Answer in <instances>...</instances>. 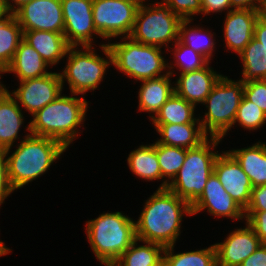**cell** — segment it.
I'll use <instances>...</instances> for the list:
<instances>
[{"instance_id": "cell-40", "label": "cell", "mask_w": 266, "mask_h": 266, "mask_svg": "<svg viewBox=\"0 0 266 266\" xmlns=\"http://www.w3.org/2000/svg\"><path fill=\"white\" fill-rule=\"evenodd\" d=\"M244 211H266V185L252 188L250 202Z\"/></svg>"}, {"instance_id": "cell-29", "label": "cell", "mask_w": 266, "mask_h": 266, "mask_svg": "<svg viewBox=\"0 0 266 266\" xmlns=\"http://www.w3.org/2000/svg\"><path fill=\"white\" fill-rule=\"evenodd\" d=\"M23 40V30L13 14L0 20V72L8 68L15 52Z\"/></svg>"}, {"instance_id": "cell-48", "label": "cell", "mask_w": 266, "mask_h": 266, "mask_svg": "<svg viewBox=\"0 0 266 266\" xmlns=\"http://www.w3.org/2000/svg\"><path fill=\"white\" fill-rule=\"evenodd\" d=\"M131 1H133V2H136V3H138V4H143V3H147V1L148 0H131ZM146 1V2H145ZM150 1V0H149Z\"/></svg>"}, {"instance_id": "cell-38", "label": "cell", "mask_w": 266, "mask_h": 266, "mask_svg": "<svg viewBox=\"0 0 266 266\" xmlns=\"http://www.w3.org/2000/svg\"><path fill=\"white\" fill-rule=\"evenodd\" d=\"M15 190L11 187L8 180L7 169V157L6 150L0 149V209L1 205L5 203V199H8Z\"/></svg>"}, {"instance_id": "cell-37", "label": "cell", "mask_w": 266, "mask_h": 266, "mask_svg": "<svg viewBox=\"0 0 266 266\" xmlns=\"http://www.w3.org/2000/svg\"><path fill=\"white\" fill-rule=\"evenodd\" d=\"M246 222L262 243H266V211H244Z\"/></svg>"}, {"instance_id": "cell-20", "label": "cell", "mask_w": 266, "mask_h": 266, "mask_svg": "<svg viewBox=\"0 0 266 266\" xmlns=\"http://www.w3.org/2000/svg\"><path fill=\"white\" fill-rule=\"evenodd\" d=\"M23 40L40 54L51 69L58 65L61 60L64 61L70 47L63 33L50 31H23Z\"/></svg>"}, {"instance_id": "cell-27", "label": "cell", "mask_w": 266, "mask_h": 266, "mask_svg": "<svg viewBox=\"0 0 266 266\" xmlns=\"http://www.w3.org/2000/svg\"><path fill=\"white\" fill-rule=\"evenodd\" d=\"M164 249L159 244L136 239L112 266H160Z\"/></svg>"}, {"instance_id": "cell-15", "label": "cell", "mask_w": 266, "mask_h": 266, "mask_svg": "<svg viewBox=\"0 0 266 266\" xmlns=\"http://www.w3.org/2000/svg\"><path fill=\"white\" fill-rule=\"evenodd\" d=\"M244 224L231 230L223 242L214 243L217 266H240L262 245L253 228L246 221Z\"/></svg>"}, {"instance_id": "cell-2", "label": "cell", "mask_w": 266, "mask_h": 266, "mask_svg": "<svg viewBox=\"0 0 266 266\" xmlns=\"http://www.w3.org/2000/svg\"><path fill=\"white\" fill-rule=\"evenodd\" d=\"M60 94L54 101L32 115L30 133L61 142L67 149L81 134L87 120L90 101L77 94ZM80 96V97H79Z\"/></svg>"}, {"instance_id": "cell-42", "label": "cell", "mask_w": 266, "mask_h": 266, "mask_svg": "<svg viewBox=\"0 0 266 266\" xmlns=\"http://www.w3.org/2000/svg\"><path fill=\"white\" fill-rule=\"evenodd\" d=\"M265 0H230L231 9L261 10Z\"/></svg>"}, {"instance_id": "cell-21", "label": "cell", "mask_w": 266, "mask_h": 266, "mask_svg": "<svg viewBox=\"0 0 266 266\" xmlns=\"http://www.w3.org/2000/svg\"><path fill=\"white\" fill-rule=\"evenodd\" d=\"M171 78L172 75L168 73L159 78L139 82L137 110L140 113H148L150 120L174 93V82Z\"/></svg>"}, {"instance_id": "cell-6", "label": "cell", "mask_w": 266, "mask_h": 266, "mask_svg": "<svg viewBox=\"0 0 266 266\" xmlns=\"http://www.w3.org/2000/svg\"><path fill=\"white\" fill-rule=\"evenodd\" d=\"M119 42H108L112 53V67L126 78L136 81L155 79L168 74L167 58L163 48L141 44L130 37H120ZM166 58V59H165Z\"/></svg>"}, {"instance_id": "cell-33", "label": "cell", "mask_w": 266, "mask_h": 266, "mask_svg": "<svg viewBox=\"0 0 266 266\" xmlns=\"http://www.w3.org/2000/svg\"><path fill=\"white\" fill-rule=\"evenodd\" d=\"M156 153L162 173V183L157 189H166L184 163L187 149L156 143Z\"/></svg>"}, {"instance_id": "cell-24", "label": "cell", "mask_w": 266, "mask_h": 266, "mask_svg": "<svg viewBox=\"0 0 266 266\" xmlns=\"http://www.w3.org/2000/svg\"><path fill=\"white\" fill-rule=\"evenodd\" d=\"M247 174L252 187L266 185V143L258 141L252 146L227 150Z\"/></svg>"}, {"instance_id": "cell-30", "label": "cell", "mask_w": 266, "mask_h": 266, "mask_svg": "<svg viewBox=\"0 0 266 266\" xmlns=\"http://www.w3.org/2000/svg\"><path fill=\"white\" fill-rule=\"evenodd\" d=\"M241 60V81L266 79V52L254 37L244 50L238 55Z\"/></svg>"}, {"instance_id": "cell-5", "label": "cell", "mask_w": 266, "mask_h": 266, "mask_svg": "<svg viewBox=\"0 0 266 266\" xmlns=\"http://www.w3.org/2000/svg\"><path fill=\"white\" fill-rule=\"evenodd\" d=\"M101 49L97 54V46L69 47L66 53L65 66L60 73L63 89L69 85L70 93L85 96L88 91L94 92L103 82L107 70L112 66V53L107 44H98ZM68 58V59H67Z\"/></svg>"}, {"instance_id": "cell-9", "label": "cell", "mask_w": 266, "mask_h": 266, "mask_svg": "<svg viewBox=\"0 0 266 266\" xmlns=\"http://www.w3.org/2000/svg\"><path fill=\"white\" fill-rule=\"evenodd\" d=\"M139 6L130 38L138 43L163 48L179 40V26L183 21L161 0ZM170 44V45H169Z\"/></svg>"}, {"instance_id": "cell-7", "label": "cell", "mask_w": 266, "mask_h": 266, "mask_svg": "<svg viewBox=\"0 0 266 266\" xmlns=\"http://www.w3.org/2000/svg\"><path fill=\"white\" fill-rule=\"evenodd\" d=\"M221 138L208 137L198 147L187 149L186 158L168 189L190 206L201 196L219 155Z\"/></svg>"}, {"instance_id": "cell-22", "label": "cell", "mask_w": 266, "mask_h": 266, "mask_svg": "<svg viewBox=\"0 0 266 266\" xmlns=\"http://www.w3.org/2000/svg\"><path fill=\"white\" fill-rule=\"evenodd\" d=\"M160 138L156 143L191 149L198 147L208 136L200 123L152 124Z\"/></svg>"}, {"instance_id": "cell-46", "label": "cell", "mask_w": 266, "mask_h": 266, "mask_svg": "<svg viewBox=\"0 0 266 266\" xmlns=\"http://www.w3.org/2000/svg\"><path fill=\"white\" fill-rule=\"evenodd\" d=\"M260 16L266 20V0L263 2L261 11H260Z\"/></svg>"}, {"instance_id": "cell-18", "label": "cell", "mask_w": 266, "mask_h": 266, "mask_svg": "<svg viewBox=\"0 0 266 266\" xmlns=\"http://www.w3.org/2000/svg\"><path fill=\"white\" fill-rule=\"evenodd\" d=\"M209 62L202 69L179 73L174 81V93L187 102L197 105L203 104L214 85L223 76L211 67Z\"/></svg>"}, {"instance_id": "cell-26", "label": "cell", "mask_w": 266, "mask_h": 266, "mask_svg": "<svg viewBox=\"0 0 266 266\" xmlns=\"http://www.w3.org/2000/svg\"><path fill=\"white\" fill-rule=\"evenodd\" d=\"M193 20H183L179 26V41L203 55L211 62L216 51V33L199 25H191ZM215 33V34H214ZM215 36V37H214ZM216 41V42H215Z\"/></svg>"}, {"instance_id": "cell-49", "label": "cell", "mask_w": 266, "mask_h": 266, "mask_svg": "<svg viewBox=\"0 0 266 266\" xmlns=\"http://www.w3.org/2000/svg\"><path fill=\"white\" fill-rule=\"evenodd\" d=\"M2 73L0 72V90L3 88V83H2V81H1V79H2Z\"/></svg>"}, {"instance_id": "cell-47", "label": "cell", "mask_w": 266, "mask_h": 266, "mask_svg": "<svg viewBox=\"0 0 266 266\" xmlns=\"http://www.w3.org/2000/svg\"><path fill=\"white\" fill-rule=\"evenodd\" d=\"M7 15L6 11H5V8L2 4V1L0 0V20L5 16Z\"/></svg>"}, {"instance_id": "cell-17", "label": "cell", "mask_w": 266, "mask_h": 266, "mask_svg": "<svg viewBox=\"0 0 266 266\" xmlns=\"http://www.w3.org/2000/svg\"><path fill=\"white\" fill-rule=\"evenodd\" d=\"M261 10L232 9L222 26L225 48L239 55L254 37V26Z\"/></svg>"}, {"instance_id": "cell-41", "label": "cell", "mask_w": 266, "mask_h": 266, "mask_svg": "<svg viewBox=\"0 0 266 266\" xmlns=\"http://www.w3.org/2000/svg\"><path fill=\"white\" fill-rule=\"evenodd\" d=\"M240 266H266V243H262Z\"/></svg>"}, {"instance_id": "cell-10", "label": "cell", "mask_w": 266, "mask_h": 266, "mask_svg": "<svg viewBox=\"0 0 266 266\" xmlns=\"http://www.w3.org/2000/svg\"><path fill=\"white\" fill-rule=\"evenodd\" d=\"M140 4L131 0H93L92 15L99 35L110 39L129 37Z\"/></svg>"}, {"instance_id": "cell-25", "label": "cell", "mask_w": 266, "mask_h": 266, "mask_svg": "<svg viewBox=\"0 0 266 266\" xmlns=\"http://www.w3.org/2000/svg\"><path fill=\"white\" fill-rule=\"evenodd\" d=\"M130 171L146 182L162 180L161 168L156 153V142L139 145L127 157Z\"/></svg>"}, {"instance_id": "cell-14", "label": "cell", "mask_w": 266, "mask_h": 266, "mask_svg": "<svg viewBox=\"0 0 266 266\" xmlns=\"http://www.w3.org/2000/svg\"><path fill=\"white\" fill-rule=\"evenodd\" d=\"M191 211L192 216L203 211L217 219L246 221L244 209L225 191L214 173L208 178L201 196L191 205Z\"/></svg>"}, {"instance_id": "cell-16", "label": "cell", "mask_w": 266, "mask_h": 266, "mask_svg": "<svg viewBox=\"0 0 266 266\" xmlns=\"http://www.w3.org/2000/svg\"><path fill=\"white\" fill-rule=\"evenodd\" d=\"M221 152L214 163L213 173L225 191L245 210L250 202L253 188L250 179L227 150Z\"/></svg>"}, {"instance_id": "cell-43", "label": "cell", "mask_w": 266, "mask_h": 266, "mask_svg": "<svg viewBox=\"0 0 266 266\" xmlns=\"http://www.w3.org/2000/svg\"><path fill=\"white\" fill-rule=\"evenodd\" d=\"M254 38L262 43L266 52V20H264L261 16H259L254 26Z\"/></svg>"}, {"instance_id": "cell-1", "label": "cell", "mask_w": 266, "mask_h": 266, "mask_svg": "<svg viewBox=\"0 0 266 266\" xmlns=\"http://www.w3.org/2000/svg\"><path fill=\"white\" fill-rule=\"evenodd\" d=\"M144 201L135 220L136 238L164 248L176 246L182 233L183 217L192 216L191 206L168 188L156 189Z\"/></svg>"}, {"instance_id": "cell-36", "label": "cell", "mask_w": 266, "mask_h": 266, "mask_svg": "<svg viewBox=\"0 0 266 266\" xmlns=\"http://www.w3.org/2000/svg\"><path fill=\"white\" fill-rule=\"evenodd\" d=\"M243 96L266 113V79L244 82Z\"/></svg>"}, {"instance_id": "cell-8", "label": "cell", "mask_w": 266, "mask_h": 266, "mask_svg": "<svg viewBox=\"0 0 266 266\" xmlns=\"http://www.w3.org/2000/svg\"><path fill=\"white\" fill-rule=\"evenodd\" d=\"M243 88V81L232 80L224 74L214 85L202 104L207 112L201 117L198 114L202 130L208 137L223 139L228 136L243 98Z\"/></svg>"}, {"instance_id": "cell-31", "label": "cell", "mask_w": 266, "mask_h": 266, "mask_svg": "<svg viewBox=\"0 0 266 266\" xmlns=\"http://www.w3.org/2000/svg\"><path fill=\"white\" fill-rule=\"evenodd\" d=\"M175 245L166 247L163 254L165 266H217L214 244L209 247L175 253Z\"/></svg>"}, {"instance_id": "cell-44", "label": "cell", "mask_w": 266, "mask_h": 266, "mask_svg": "<svg viewBox=\"0 0 266 266\" xmlns=\"http://www.w3.org/2000/svg\"><path fill=\"white\" fill-rule=\"evenodd\" d=\"M7 14H13L23 4L32 0H1Z\"/></svg>"}, {"instance_id": "cell-34", "label": "cell", "mask_w": 266, "mask_h": 266, "mask_svg": "<svg viewBox=\"0 0 266 266\" xmlns=\"http://www.w3.org/2000/svg\"><path fill=\"white\" fill-rule=\"evenodd\" d=\"M265 123L266 113L255 103L247 100L243 96L237 110L233 127L238 124L239 128L242 127L244 130L251 132L260 129L266 125Z\"/></svg>"}, {"instance_id": "cell-3", "label": "cell", "mask_w": 266, "mask_h": 266, "mask_svg": "<svg viewBox=\"0 0 266 266\" xmlns=\"http://www.w3.org/2000/svg\"><path fill=\"white\" fill-rule=\"evenodd\" d=\"M17 144L14 151L6 149L8 180L16 191L44 175L68 150L55 139L32 134Z\"/></svg>"}, {"instance_id": "cell-19", "label": "cell", "mask_w": 266, "mask_h": 266, "mask_svg": "<svg viewBox=\"0 0 266 266\" xmlns=\"http://www.w3.org/2000/svg\"><path fill=\"white\" fill-rule=\"evenodd\" d=\"M22 110L16 99L9 93L6 85L3 84V88L0 90V149L6 150L14 147L13 145L17 141H22L31 134L30 124L23 126L26 119ZM21 127L26 128L25 132L28 131L23 138L19 137Z\"/></svg>"}, {"instance_id": "cell-11", "label": "cell", "mask_w": 266, "mask_h": 266, "mask_svg": "<svg viewBox=\"0 0 266 266\" xmlns=\"http://www.w3.org/2000/svg\"><path fill=\"white\" fill-rule=\"evenodd\" d=\"M92 4L93 0H61L63 34L70 47L94 46L95 39L102 38L95 29Z\"/></svg>"}, {"instance_id": "cell-39", "label": "cell", "mask_w": 266, "mask_h": 266, "mask_svg": "<svg viewBox=\"0 0 266 266\" xmlns=\"http://www.w3.org/2000/svg\"><path fill=\"white\" fill-rule=\"evenodd\" d=\"M202 15L205 16L214 14H226L231 11L230 0H201ZM212 13V14H211Z\"/></svg>"}, {"instance_id": "cell-32", "label": "cell", "mask_w": 266, "mask_h": 266, "mask_svg": "<svg viewBox=\"0 0 266 266\" xmlns=\"http://www.w3.org/2000/svg\"><path fill=\"white\" fill-rule=\"evenodd\" d=\"M173 55V59L167 62L168 72L174 77L178 73H184L188 71H196L206 66L209 61L200 53L187 47L177 40L166 52ZM172 52V53H171ZM174 62V63H173ZM180 71L176 73L175 68Z\"/></svg>"}, {"instance_id": "cell-4", "label": "cell", "mask_w": 266, "mask_h": 266, "mask_svg": "<svg viewBox=\"0 0 266 266\" xmlns=\"http://www.w3.org/2000/svg\"><path fill=\"white\" fill-rule=\"evenodd\" d=\"M122 211L103 212L85 223L93 254L104 266H112L136 238L135 219Z\"/></svg>"}, {"instance_id": "cell-28", "label": "cell", "mask_w": 266, "mask_h": 266, "mask_svg": "<svg viewBox=\"0 0 266 266\" xmlns=\"http://www.w3.org/2000/svg\"><path fill=\"white\" fill-rule=\"evenodd\" d=\"M196 109L193 104L173 93L149 121L152 124L200 123L198 116H195Z\"/></svg>"}, {"instance_id": "cell-23", "label": "cell", "mask_w": 266, "mask_h": 266, "mask_svg": "<svg viewBox=\"0 0 266 266\" xmlns=\"http://www.w3.org/2000/svg\"><path fill=\"white\" fill-rule=\"evenodd\" d=\"M48 67L50 68L40 54L27 42L22 40L12 62L2 75L13 73L18 79L17 81H24L49 74L51 71H49Z\"/></svg>"}, {"instance_id": "cell-13", "label": "cell", "mask_w": 266, "mask_h": 266, "mask_svg": "<svg viewBox=\"0 0 266 266\" xmlns=\"http://www.w3.org/2000/svg\"><path fill=\"white\" fill-rule=\"evenodd\" d=\"M13 15L23 31L64 32L61 0H32L19 7Z\"/></svg>"}, {"instance_id": "cell-45", "label": "cell", "mask_w": 266, "mask_h": 266, "mask_svg": "<svg viewBox=\"0 0 266 266\" xmlns=\"http://www.w3.org/2000/svg\"><path fill=\"white\" fill-rule=\"evenodd\" d=\"M11 252H12V249L6 246L3 240H0V257L6 256Z\"/></svg>"}, {"instance_id": "cell-35", "label": "cell", "mask_w": 266, "mask_h": 266, "mask_svg": "<svg viewBox=\"0 0 266 266\" xmlns=\"http://www.w3.org/2000/svg\"><path fill=\"white\" fill-rule=\"evenodd\" d=\"M182 20H193L202 15L201 0H162ZM192 16V17H191Z\"/></svg>"}, {"instance_id": "cell-12", "label": "cell", "mask_w": 266, "mask_h": 266, "mask_svg": "<svg viewBox=\"0 0 266 266\" xmlns=\"http://www.w3.org/2000/svg\"><path fill=\"white\" fill-rule=\"evenodd\" d=\"M18 88L9 93L16 99L18 105L28 115L35 114L38 110L54 101L64 91L59 72L33 79L18 81Z\"/></svg>"}]
</instances>
